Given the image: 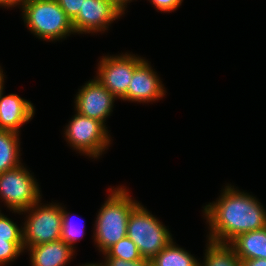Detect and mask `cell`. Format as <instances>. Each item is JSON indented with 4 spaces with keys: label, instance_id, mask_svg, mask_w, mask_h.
<instances>
[{
    "label": "cell",
    "instance_id": "obj_26",
    "mask_svg": "<svg viewBox=\"0 0 266 266\" xmlns=\"http://www.w3.org/2000/svg\"><path fill=\"white\" fill-rule=\"evenodd\" d=\"M26 1L27 0H0V6L12 8L18 5L22 6Z\"/></svg>",
    "mask_w": 266,
    "mask_h": 266
},
{
    "label": "cell",
    "instance_id": "obj_13",
    "mask_svg": "<svg viewBox=\"0 0 266 266\" xmlns=\"http://www.w3.org/2000/svg\"><path fill=\"white\" fill-rule=\"evenodd\" d=\"M31 266H65L75 250L63 240L29 247Z\"/></svg>",
    "mask_w": 266,
    "mask_h": 266
},
{
    "label": "cell",
    "instance_id": "obj_24",
    "mask_svg": "<svg viewBox=\"0 0 266 266\" xmlns=\"http://www.w3.org/2000/svg\"><path fill=\"white\" fill-rule=\"evenodd\" d=\"M161 12H172L179 8L183 0H149Z\"/></svg>",
    "mask_w": 266,
    "mask_h": 266
},
{
    "label": "cell",
    "instance_id": "obj_6",
    "mask_svg": "<svg viewBox=\"0 0 266 266\" xmlns=\"http://www.w3.org/2000/svg\"><path fill=\"white\" fill-rule=\"evenodd\" d=\"M65 128L66 141L89 158H98L110 145L111 137L106 125L96 119L76 112Z\"/></svg>",
    "mask_w": 266,
    "mask_h": 266
},
{
    "label": "cell",
    "instance_id": "obj_11",
    "mask_svg": "<svg viewBox=\"0 0 266 266\" xmlns=\"http://www.w3.org/2000/svg\"><path fill=\"white\" fill-rule=\"evenodd\" d=\"M165 94V87L159 76L145 59L134 70L127 93L121 100L147 103L159 100Z\"/></svg>",
    "mask_w": 266,
    "mask_h": 266
},
{
    "label": "cell",
    "instance_id": "obj_5",
    "mask_svg": "<svg viewBox=\"0 0 266 266\" xmlns=\"http://www.w3.org/2000/svg\"><path fill=\"white\" fill-rule=\"evenodd\" d=\"M41 204L40 199L21 211L22 214L28 213L22 227L24 250L61 239L62 206L56 203Z\"/></svg>",
    "mask_w": 266,
    "mask_h": 266
},
{
    "label": "cell",
    "instance_id": "obj_9",
    "mask_svg": "<svg viewBox=\"0 0 266 266\" xmlns=\"http://www.w3.org/2000/svg\"><path fill=\"white\" fill-rule=\"evenodd\" d=\"M125 14L114 0H84L82 9L72 20L75 34L97 33Z\"/></svg>",
    "mask_w": 266,
    "mask_h": 266
},
{
    "label": "cell",
    "instance_id": "obj_15",
    "mask_svg": "<svg viewBox=\"0 0 266 266\" xmlns=\"http://www.w3.org/2000/svg\"><path fill=\"white\" fill-rule=\"evenodd\" d=\"M19 141L18 133L0 130V174L22 164Z\"/></svg>",
    "mask_w": 266,
    "mask_h": 266
},
{
    "label": "cell",
    "instance_id": "obj_22",
    "mask_svg": "<svg viewBox=\"0 0 266 266\" xmlns=\"http://www.w3.org/2000/svg\"><path fill=\"white\" fill-rule=\"evenodd\" d=\"M61 8L65 11V14L73 20L82 9L84 0H56Z\"/></svg>",
    "mask_w": 266,
    "mask_h": 266
},
{
    "label": "cell",
    "instance_id": "obj_21",
    "mask_svg": "<svg viewBox=\"0 0 266 266\" xmlns=\"http://www.w3.org/2000/svg\"><path fill=\"white\" fill-rule=\"evenodd\" d=\"M0 240H23L22 227H18L0 210Z\"/></svg>",
    "mask_w": 266,
    "mask_h": 266
},
{
    "label": "cell",
    "instance_id": "obj_18",
    "mask_svg": "<svg viewBox=\"0 0 266 266\" xmlns=\"http://www.w3.org/2000/svg\"><path fill=\"white\" fill-rule=\"evenodd\" d=\"M103 255L105 257H114L125 261L141 260L136 244L127 236L108 248Z\"/></svg>",
    "mask_w": 266,
    "mask_h": 266
},
{
    "label": "cell",
    "instance_id": "obj_12",
    "mask_svg": "<svg viewBox=\"0 0 266 266\" xmlns=\"http://www.w3.org/2000/svg\"><path fill=\"white\" fill-rule=\"evenodd\" d=\"M35 113L33 104L17 94H0V130L20 133V127L30 121Z\"/></svg>",
    "mask_w": 266,
    "mask_h": 266
},
{
    "label": "cell",
    "instance_id": "obj_20",
    "mask_svg": "<svg viewBox=\"0 0 266 266\" xmlns=\"http://www.w3.org/2000/svg\"><path fill=\"white\" fill-rule=\"evenodd\" d=\"M24 252L23 240H0V266L14 261Z\"/></svg>",
    "mask_w": 266,
    "mask_h": 266
},
{
    "label": "cell",
    "instance_id": "obj_4",
    "mask_svg": "<svg viewBox=\"0 0 266 266\" xmlns=\"http://www.w3.org/2000/svg\"><path fill=\"white\" fill-rule=\"evenodd\" d=\"M127 237L136 244L140 255L149 260L173 240L166 226L141 203L130 213L127 223Z\"/></svg>",
    "mask_w": 266,
    "mask_h": 266
},
{
    "label": "cell",
    "instance_id": "obj_7",
    "mask_svg": "<svg viewBox=\"0 0 266 266\" xmlns=\"http://www.w3.org/2000/svg\"><path fill=\"white\" fill-rule=\"evenodd\" d=\"M30 171L19 167L0 174V198L14 213L28 209L41 199L40 188Z\"/></svg>",
    "mask_w": 266,
    "mask_h": 266
},
{
    "label": "cell",
    "instance_id": "obj_14",
    "mask_svg": "<svg viewBox=\"0 0 266 266\" xmlns=\"http://www.w3.org/2000/svg\"><path fill=\"white\" fill-rule=\"evenodd\" d=\"M229 244L240 260L266 259V227L241 233Z\"/></svg>",
    "mask_w": 266,
    "mask_h": 266
},
{
    "label": "cell",
    "instance_id": "obj_29",
    "mask_svg": "<svg viewBox=\"0 0 266 266\" xmlns=\"http://www.w3.org/2000/svg\"><path fill=\"white\" fill-rule=\"evenodd\" d=\"M81 266H104L103 263H86L85 265L82 264Z\"/></svg>",
    "mask_w": 266,
    "mask_h": 266
},
{
    "label": "cell",
    "instance_id": "obj_17",
    "mask_svg": "<svg viewBox=\"0 0 266 266\" xmlns=\"http://www.w3.org/2000/svg\"><path fill=\"white\" fill-rule=\"evenodd\" d=\"M198 261L191 253L176 246L172 240L150 260V264L153 266H200Z\"/></svg>",
    "mask_w": 266,
    "mask_h": 266
},
{
    "label": "cell",
    "instance_id": "obj_23",
    "mask_svg": "<svg viewBox=\"0 0 266 266\" xmlns=\"http://www.w3.org/2000/svg\"><path fill=\"white\" fill-rule=\"evenodd\" d=\"M104 266H148L150 264L149 259L142 258L136 261H125L123 259L114 257H104Z\"/></svg>",
    "mask_w": 266,
    "mask_h": 266
},
{
    "label": "cell",
    "instance_id": "obj_3",
    "mask_svg": "<svg viewBox=\"0 0 266 266\" xmlns=\"http://www.w3.org/2000/svg\"><path fill=\"white\" fill-rule=\"evenodd\" d=\"M21 8L24 23L40 39L56 41L75 33L72 20L56 0H27Z\"/></svg>",
    "mask_w": 266,
    "mask_h": 266
},
{
    "label": "cell",
    "instance_id": "obj_27",
    "mask_svg": "<svg viewBox=\"0 0 266 266\" xmlns=\"http://www.w3.org/2000/svg\"><path fill=\"white\" fill-rule=\"evenodd\" d=\"M121 8H123L124 10H126V5L127 3H130V1L132 0H114Z\"/></svg>",
    "mask_w": 266,
    "mask_h": 266
},
{
    "label": "cell",
    "instance_id": "obj_16",
    "mask_svg": "<svg viewBox=\"0 0 266 266\" xmlns=\"http://www.w3.org/2000/svg\"><path fill=\"white\" fill-rule=\"evenodd\" d=\"M204 261L200 266H241V260L229 243L208 239Z\"/></svg>",
    "mask_w": 266,
    "mask_h": 266
},
{
    "label": "cell",
    "instance_id": "obj_8",
    "mask_svg": "<svg viewBox=\"0 0 266 266\" xmlns=\"http://www.w3.org/2000/svg\"><path fill=\"white\" fill-rule=\"evenodd\" d=\"M144 60L128 53H122L120 56H104L98 63L96 78L117 99H121L127 93L134 70Z\"/></svg>",
    "mask_w": 266,
    "mask_h": 266
},
{
    "label": "cell",
    "instance_id": "obj_25",
    "mask_svg": "<svg viewBox=\"0 0 266 266\" xmlns=\"http://www.w3.org/2000/svg\"><path fill=\"white\" fill-rule=\"evenodd\" d=\"M241 266H266V259L256 258L250 260H241Z\"/></svg>",
    "mask_w": 266,
    "mask_h": 266
},
{
    "label": "cell",
    "instance_id": "obj_10",
    "mask_svg": "<svg viewBox=\"0 0 266 266\" xmlns=\"http://www.w3.org/2000/svg\"><path fill=\"white\" fill-rule=\"evenodd\" d=\"M116 97L96 77L79 89L75 98L76 112L102 122L113 111Z\"/></svg>",
    "mask_w": 266,
    "mask_h": 266
},
{
    "label": "cell",
    "instance_id": "obj_28",
    "mask_svg": "<svg viewBox=\"0 0 266 266\" xmlns=\"http://www.w3.org/2000/svg\"><path fill=\"white\" fill-rule=\"evenodd\" d=\"M3 83H4V74H3L2 68L0 66V94L2 91H4L3 90L4 89Z\"/></svg>",
    "mask_w": 266,
    "mask_h": 266
},
{
    "label": "cell",
    "instance_id": "obj_19",
    "mask_svg": "<svg viewBox=\"0 0 266 266\" xmlns=\"http://www.w3.org/2000/svg\"><path fill=\"white\" fill-rule=\"evenodd\" d=\"M84 227H79L73 223L70 212L68 213L64 207H62V228H61V240L70 245L73 249L76 241L79 237L84 236Z\"/></svg>",
    "mask_w": 266,
    "mask_h": 266
},
{
    "label": "cell",
    "instance_id": "obj_2",
    "mask_svg": "<svg viewBox=\"0 0 266 266\" xmlns=\"http://www.w3.org/2000/svg\"><path fill=\"white\" fill-rule=\"evenodd\" d=\"M111 192L97 214L94 241L102 254L127 236V223L132 210L139 204L132 200L124 186L110 188Z\"/></svg>",
    "mask_w": 266,
    "mask_h": 266
},
{
    "label": "cell",
    "instance_id": "obj_1",
    "mask_svg": "<svg viewBox=\"0 0 266 266\" xmlns=\"http://www.w3.org/2000/svg\"><path fill=\"white\" fill-rule=\"evenodd\" d=\"M216 202L204 207L208 239L229 243L237 235L266 227V210L249 193L226 186Z\"/></svg>",
    "mask_w": 266,
    "mask_h": 266
}]
</instances>
